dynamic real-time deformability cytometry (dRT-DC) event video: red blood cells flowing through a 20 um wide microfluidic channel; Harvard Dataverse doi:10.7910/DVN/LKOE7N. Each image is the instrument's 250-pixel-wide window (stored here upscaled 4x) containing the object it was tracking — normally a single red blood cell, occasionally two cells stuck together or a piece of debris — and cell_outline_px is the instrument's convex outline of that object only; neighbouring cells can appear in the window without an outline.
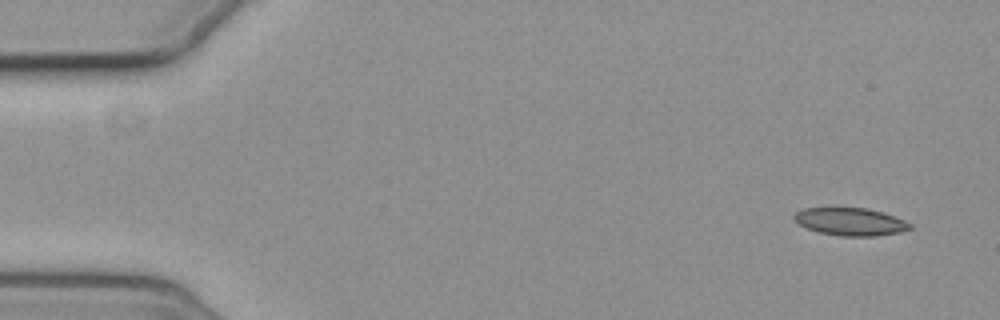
{"species": "common noctule bat (a hibernating species)", "species_latin": "Nyctalus noctula", "temperature_condition": "cold", "stored_images_in_passage": 6, "segment_of_instrument_passage": [1, 2], "camera_frame_rate_fps": 3000, "um_per_image_px": 0.085, "animal": {"sex": "female", "body_mass_g": 19.3, "forearm_length_mm": 54.1}, "frame": {"image": 1, "passage_image": 1, "time_ms": 0.0, "image_size_px": [1000, 320], "cell_outline_px": [[912, 228], [900, 232], [876, 236], [840, 236], [820, 232], [808, 228], [800, 224], [792, 216], [796, 212], [804, 208], [864, 208], [880, 212], [904, 220], [912, 224]], "centroid_in_image_um": [72.29, 18.85], "position_along_channel_um": 12.7, "area_um2": 18.38}}
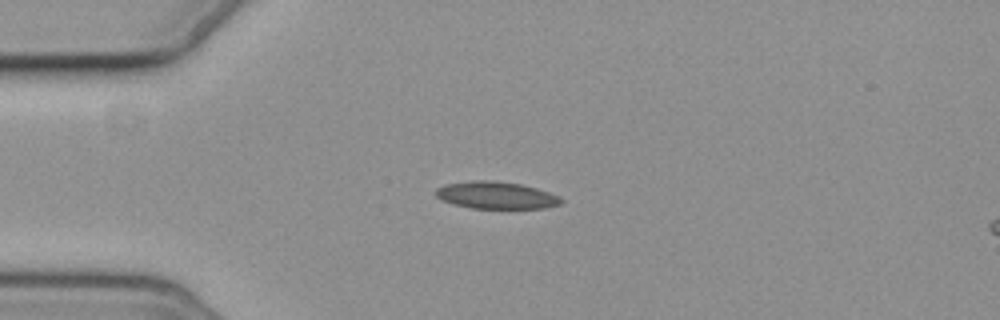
{"frame": {"image": 2, "passage_image": 4, "time_ms": 3.667, "image_size_px": [1000, 320], "cell_outline_px": [[564, 200], [560, 204], [544, 208], [472, 208], [440, 200], [436, 196], [436, 188], [444, 184], [472, 180], [492, 180], [520, 184], [536, 188], [560, 196]], "centroid_in_image_um": [42.16, 16.59], "position_along_channel_um": 42.8, "area_um2": 19.83}}